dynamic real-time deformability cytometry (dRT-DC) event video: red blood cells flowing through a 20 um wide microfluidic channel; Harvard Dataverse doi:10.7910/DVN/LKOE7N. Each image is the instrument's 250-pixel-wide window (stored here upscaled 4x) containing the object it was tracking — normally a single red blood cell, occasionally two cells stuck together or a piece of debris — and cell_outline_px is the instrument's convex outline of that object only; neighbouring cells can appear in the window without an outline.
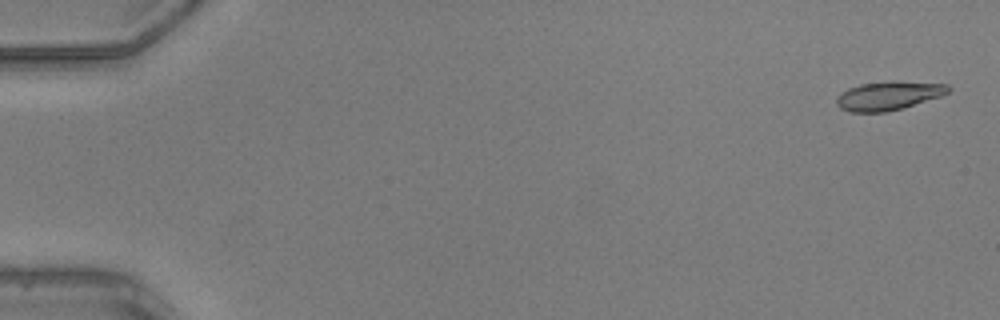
{"species": "common noctule bat (a hibernating species)", "species_latin": "Nyctalus noctula", "temperature_condition": "warm", "stored_images_in_passage": 50, "camera_frame_rate_fps": 3000, "um_per_image_px": 0.085, "animal": {"sex": "male", "body_mass_g": 20.5, "forearm_length_mm": 52.5}, "frame": {"image": 1, "passage_image": 2, "time_ms": 0.333, "image_size_px": [1000, 320], "cell_outline_px": [[952, 88], [948, 92], [940, 96], [888, 112], [848, 112], [840, 108], [836, 104], [836, 96], [840, 92], [848, 88], [860, 84], [892, 80], [896, 80], [948, 84]], "centroid_in_image_um": [75.49, 8.12], "position_along_channel_um": 9.5, "area_um2": 18.96}}
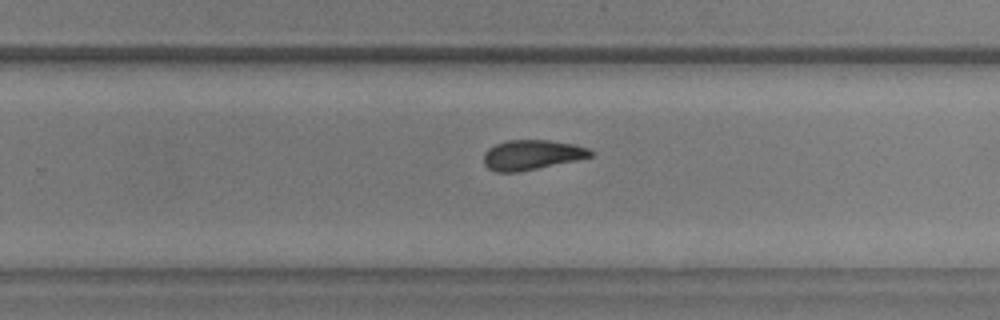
{"frame": {"image": 2, "passage_image": 33, "time_ms": 10.667, "image_size_px": [1000, 320], "cell_outline_px": [[596, 152], [592, 156], [576, 160], [516, 172], [496, 172], [488, 168], [484, 164], [484, 152], [488, 148], [496, 144], [508, 140], [548, 140], [576, 144], [588, 148]], "centroid_in_image_um": [45.21, 13.15], "position_along_channel_um": 284.6, "area_um2": 18.55}}
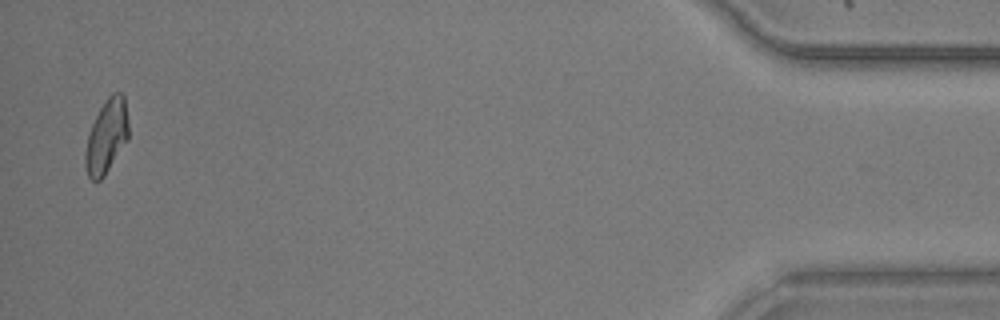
{"frame": {"image": 3, "passage_image": 49, "time_ms": 16.0, "image_size_px": [1000, 320], "cell_outline_px": [[128, 140], [104, 176], [100, 180], [92, 180], [88, 176], [84, 160], [84, 156], [88, 136], [92, 124], [104, 100], [112, 92], [124, 92], [128, 120]], "centroid_in_image_um": [9.07, 11.56], "position_along_channel_um": 426.1, "area_um2": 18.67}, "authors_computed_cell_mechanics": {"area_um2": 18.9873, "velocity_mm_per_s": 4.1719, "shape_relaxation_time_tau1_ms": 4.4092, "shape_relaxation_time_tau2_ms": 4.1963, "deformation_change_tau1": 0.1572, "deformation_change_tau2": 0.1194}}